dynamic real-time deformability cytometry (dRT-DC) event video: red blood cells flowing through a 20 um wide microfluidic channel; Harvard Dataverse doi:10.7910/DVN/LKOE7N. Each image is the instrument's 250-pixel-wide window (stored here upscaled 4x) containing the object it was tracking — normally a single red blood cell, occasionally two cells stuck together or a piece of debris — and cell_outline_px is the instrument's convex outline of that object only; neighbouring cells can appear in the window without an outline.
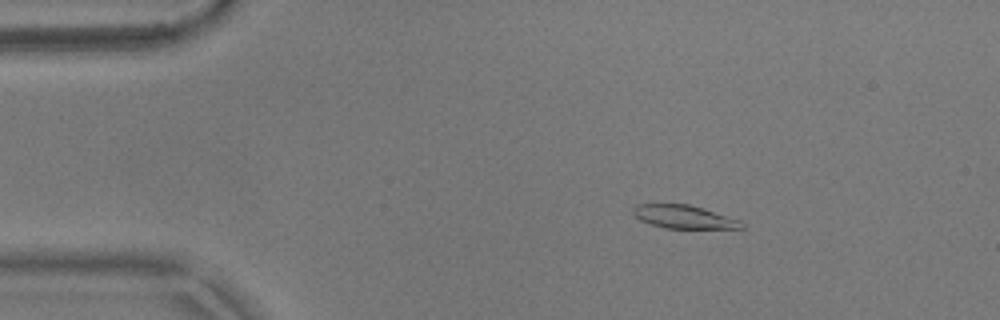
{"species": "common noctule bat (a hibernating species)", "species_latin": "Nyctalus noctula", "temperature_condition": "warm", "stored_images_in_passage": 48, "camera_frame_rate_fps": 3000, "um_per_image_px": 0.085, "animal": {"sex": "male", "body_mass_g": 17.9}, "frame": {"image": 1, "passage_image": 3, "time_ms": 0.667, "image_size_px": [1000, 320], "cell_outline_px": [[744, 228], [664, 228], [640, 220], [632, 212], [632, 208], [636, 204], [688, 204], [740, 220], [744, 224]], "centroid_in_image_um": [58.1, 18.43], "position_along_channel_um": 26.9, "area_um2": 14.45}}
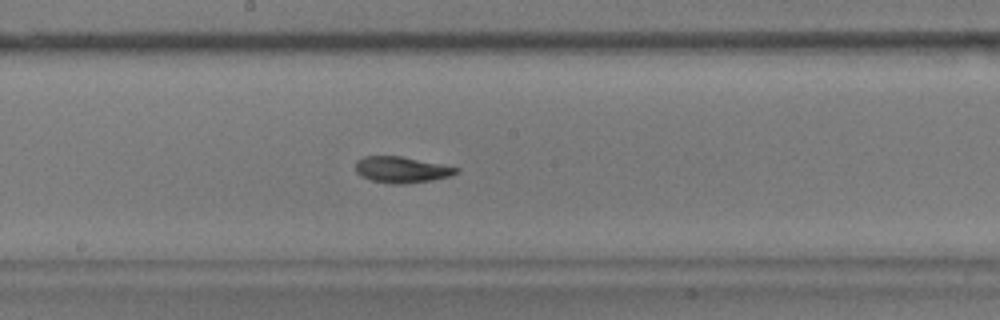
{"frame": {"image": 2, "passage_image": 23, "time_ms": 7.333, "image_size_px": [1000, 320], "cell_outline_px": [[460, 168], [456, 172], [448, 176], [432, 180], [404, 184], [392, 184], [372, 180], [360, 176], [356, 172], [356, 160], [364, 156], [400, 156]], "centroid_in_image_um": [34.08, 14.42], "position_along_channel_um": 214.1, "area_um2": 15.14}}
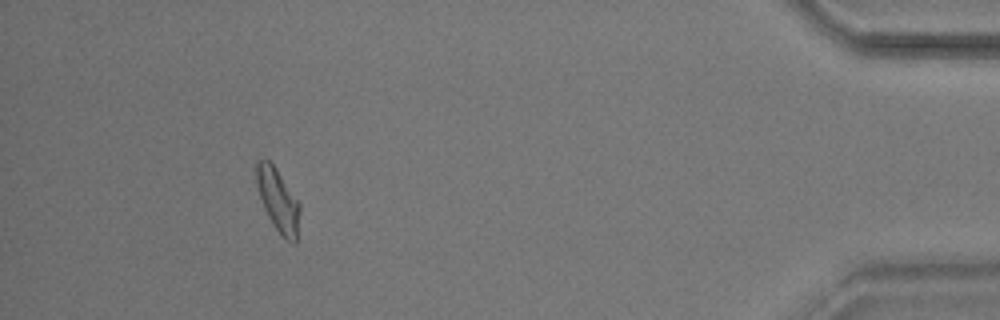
{"frame": {"image": 3, "passage_image": 44, "time_ms": 14.333, "image_size_px": [1000, 320], "cell_outline_px": [[300, 212], [296, 244], [292, 244], [284, 240], [280, 236], [272, 224], [264, 208], [256, 184], [252, 168], [252, 164], [256, 160], [268, 160], [276, 168], [300, 204]], "centroid_in_image_um": [23.59, 17.02], "position_along_channel_um": 411.6, "area_um2": 16.42}, "authors_computed_cell_mechanics": {"area_um2": 15.317, "velocity_mm_per_s": 3.6968, "shape_relaxation_time_tau1_ms": 3.4567, "shape_relaxation_time_tau2_ms": 4.6184, "deformation_change_tau1": 0.1524, "deformation_change_tau2": 0.0971}}